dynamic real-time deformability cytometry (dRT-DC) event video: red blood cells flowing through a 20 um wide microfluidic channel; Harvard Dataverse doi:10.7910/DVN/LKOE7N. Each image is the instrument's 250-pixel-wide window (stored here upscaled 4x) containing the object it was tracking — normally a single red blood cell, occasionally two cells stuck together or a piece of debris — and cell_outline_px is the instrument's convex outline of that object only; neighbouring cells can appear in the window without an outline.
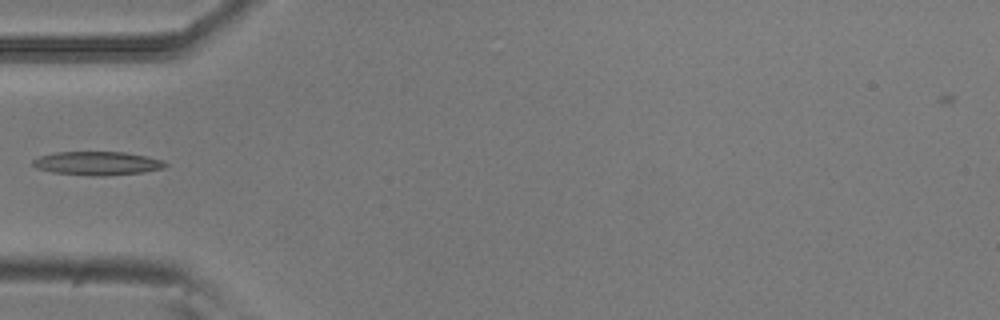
{"species": "common noctule bat (a hibernating species)", "species_latin": "Nyctalus noctula", "temperature_condition": "room temperature", "stored_images_in_passage": 5, "camera_frame_rate_fps": 3000, "um_per_image_px": 0.085, "animal": {"sex": "male", "body_mass_g": 20.5, "forearm_length_mm": 52.5}, "frame": {"image": 1, "passage_image": 4, "time_ms": 1.0, "image_size_px": [1000, 320], "cell_outline_px": [[168, 164], [164, 168], [144, 172], [100, 176], [92, 176], [52, 172], [36, 168], [32, 164], [32, 160], [40, 156], [56, 152], [124, 152], [164, 160]], "centroid_in_image_um": [8.27, 13.88], "position_along_channel_um": 76.7, "area_um2": 18.21}}
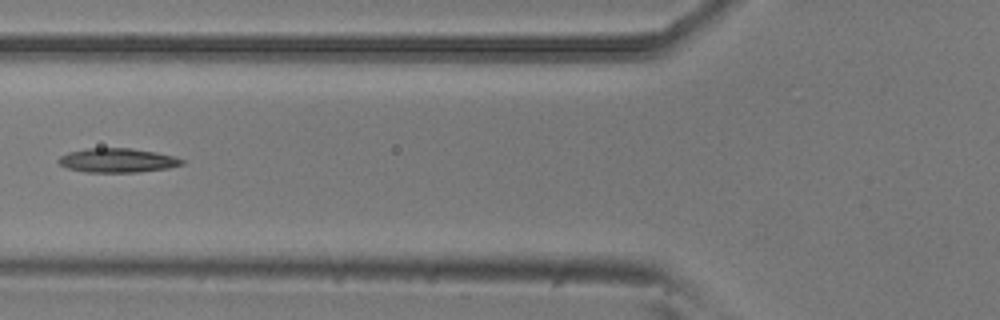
{"frame": {"image": 2, "passage_image": 5, "time_ms": 1.333, "image_size_px": [1000, 320], "cell_outline_px": [[184, 164], [168, 168], [136, 172], [84, 172], [68, 168], [60, 164], [56, 160], [60, 156], [68, 152], [88, 148], [132, 148], [156, 152], [172, 156], [184, 160]], "centroid_in_image_um": [9.96, 13.63], "position_along_channel_um": 115.8, "area_um2": 17.34}}